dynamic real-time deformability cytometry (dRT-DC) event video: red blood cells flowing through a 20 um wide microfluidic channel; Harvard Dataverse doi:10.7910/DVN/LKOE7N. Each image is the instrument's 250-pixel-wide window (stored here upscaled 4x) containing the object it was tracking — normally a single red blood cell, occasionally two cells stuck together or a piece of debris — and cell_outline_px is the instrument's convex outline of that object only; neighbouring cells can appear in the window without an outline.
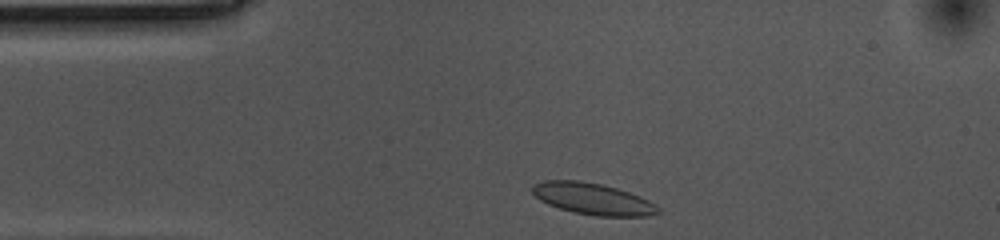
{"species": "common noctule bat (a hibernating species)", "species_latin": "Nyctalus noctula", "temperature_condition": "cold", "stored_images_in_passage": 34, "camera_frame_rate_fps": 3000, "um_per_image_px": 0.085, "animal": {"sex": "female", "body_mass_g": 10.0, "forearm_length_mm": 53.1}, "frame": {"image": 1, "passage_image": 2, "time_ms": 0.333, "image_size_px": [1000, 240], "cell_outline_px": [[660, 212], [648, 216], [596, 216], [572, 212], [548, 204], [540, 200], [532, 192], [532, 184], [544, 180], [576, 180], [600, 184], [616, 188], [640, 196], [648, 200], [660, 208]], "centroid_in_image_um": [50.37, 16.9], "position_along_channel_um": 34.6, "area_um2": 23.0}}
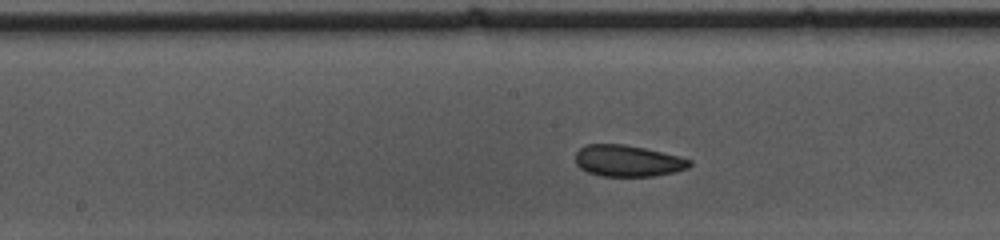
{"frame": {"image": 2, "passage_image": 18, "time_ms": 5.667, "image_size_px": [1000, 240], "cell_outline_px": [[692, 164], [688, 168], [676, 172], [656, 176], [600, 176], [588, 172], [580, 168], [576, 164], [576, 152], [580, 148], [588, 144], [624, 144], [644, 148], [680, 156], [692, 160]], "centroid_in_image_um": [53.39, 13.68], "position_along_channel_um": 194.8, "area_um2": 21.04}}
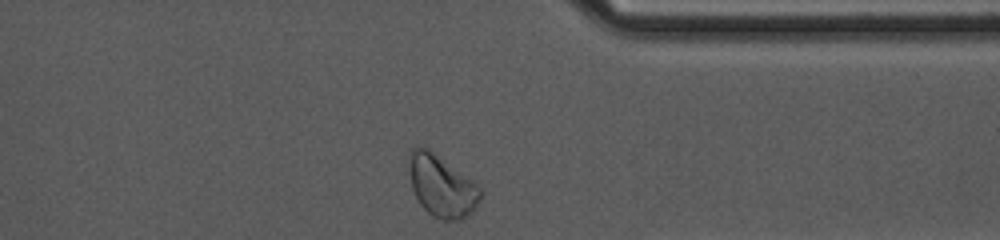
{"frame": {"image": 3, "passage_image": 34, "time_ms": 11.0, "image_size_px": [1000, 240], "cell_outline_px": [[484, 196], [476, 208], [472, 212], [460, 220], [440, 220], [432, 216], [420, 204], [412, 188], [408, 168], [408, 152], [412, 148], [428, 148], [480, 184]], "centroid_in_image_um": [37.59, 15.81], "position_along_channel_um": 373.8, "area_um2": 26.24}, "authors_computed_cell_mechanics": {"area_um2": 21.4149, "velocity_mm_per_s": 3.502, "shape_relaxation_time_tau1_ms": 3.6461, "shape_relaxation_time_tau2_ms": 4.644, "deformation_change_tau1": 0.0926, "deformation_change_tau2": 0.0701}}